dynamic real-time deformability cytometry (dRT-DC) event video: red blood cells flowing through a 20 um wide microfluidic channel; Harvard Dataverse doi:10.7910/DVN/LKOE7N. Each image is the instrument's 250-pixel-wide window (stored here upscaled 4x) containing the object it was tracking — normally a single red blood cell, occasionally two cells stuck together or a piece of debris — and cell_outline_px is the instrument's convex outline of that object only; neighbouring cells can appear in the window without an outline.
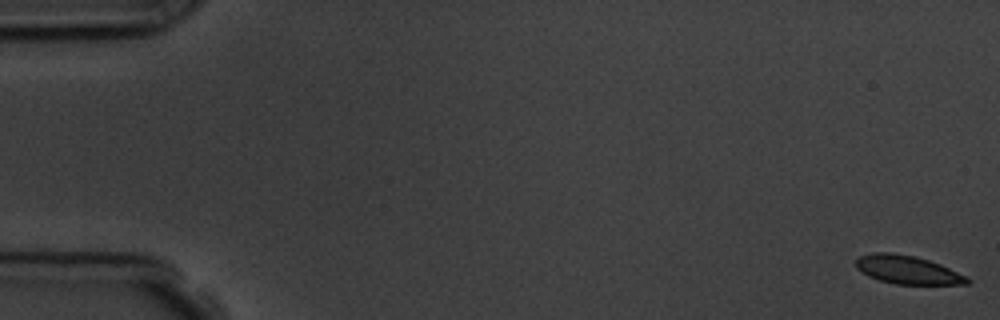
{"species": "common noctule bat (a hibernating species)", "species_latin": "Nyctalus noctula", "temperature_condition": "room temperature", "stored_images_in_passage": 57, "camera_frame_rate_fps": 3000, "um_per_image_px": 0.085, "animal": {"sex": "male", "body_mass_g": 19.5, "forearm_length_mm": 54.6}, "frame": {"image": 1, "passage_image": 1, "time_ms": 0.0, "image_size_px": [1000, 320], "cell_outline_px": [[972, 280], [968, 284], [896, 284], [880, 280], [868, 276], [860, 272], [856, 268], [856, 260], [860, 256], [872, 252], [892, 252], [916, 256], [940, 264]], "centroid_in_image_um": [77.09, 22.92], "position_along_channel_um": 7.9, "area_um2": 18.32}}
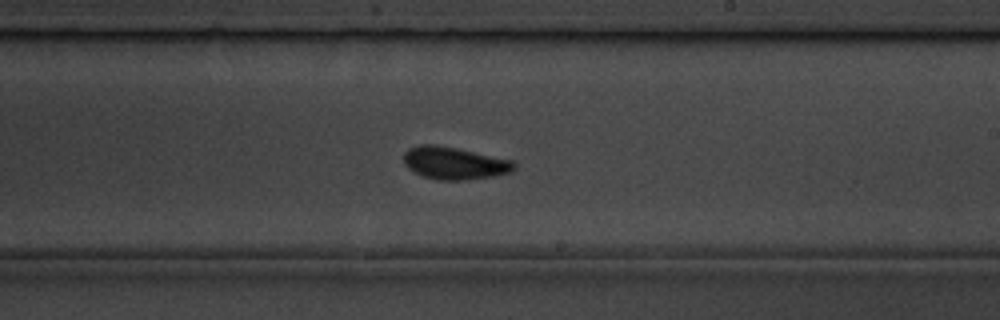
{"frame": {"image": 2, "passage_image": 34, "time_ms": 11.0, "image_size_px": [1000, 320], "cell_outline_px": [[516, 168], [512, 172], [492, 176], [464, 180], [436, 180], [424, 176], [408, 168], [404, 164], [404, 152], [408, 148], [420, 144], [436, 144], [456, 148], [512, 160], [516, 164]], "centroid_in_image_um": [38.61, 13.86], "position_along_channel_um": 250.4, "area_um2": 20.87}}
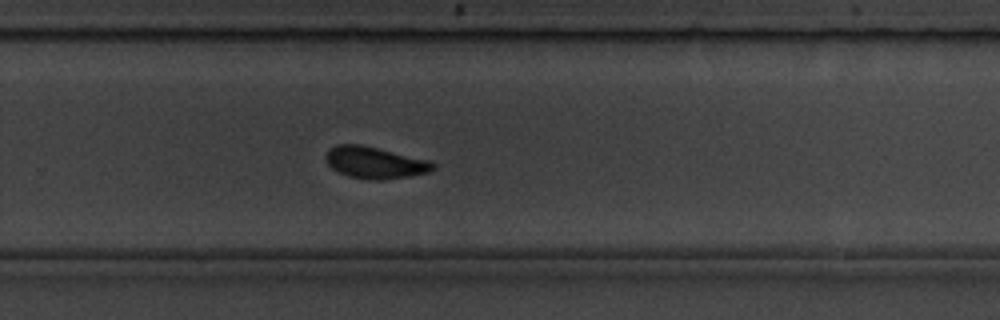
{"frame": {"image": 3, "passage_image": 38, "time_ms": 12.333, "image_size_px": [1000, 320], "cell_outline_px": [[436, 168], [428, 172], [408, 176], [384, 180], [368, 180], [348, 176], [332, 168], [328, 164], [324, 156], [328, 148], [336, 144], [360, 144], [432, 160], [436, 164]], "centroid_in_image_um": [31.88, 13.81], "position_along_channel_um": 297.9, "area_um2": 20.11}, "authors_computed_cell_mechanics": {"area_um2": 19.363, "velocity_mm_per_s": 3.5829, "shape_relaxation_time_tau1_ms": 2.1821, "shape_relaxation_time_tau2_ms": 0.4655, "deformation_change_tau1": 0.1184, "deformation_change_tau2": 0.0578}}